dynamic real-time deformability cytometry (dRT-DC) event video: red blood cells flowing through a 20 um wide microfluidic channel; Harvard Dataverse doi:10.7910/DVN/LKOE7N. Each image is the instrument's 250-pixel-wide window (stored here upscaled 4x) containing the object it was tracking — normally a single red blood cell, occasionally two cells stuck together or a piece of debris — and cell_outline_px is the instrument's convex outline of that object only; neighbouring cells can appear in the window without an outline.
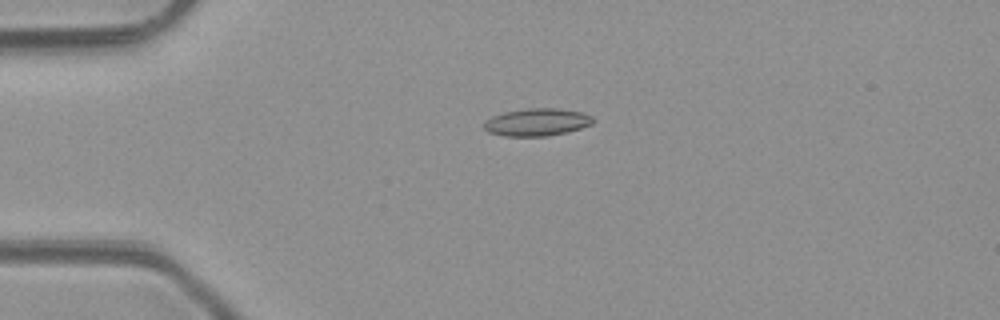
{"species": "common noctule bat (a hibernating species)", "species_latin": "Nyctalus noctula", "temperature_condition": "room temperature", "stored_images_in_passage": 3, "camera_frame_rate_fps": 3000, "um_per_image_px": 0.085, "animal": {"sex": "male", "body_mass_g": 23.1, "forearm_length_mm": 52.7}, "frame": {"image": 1, "passage_image": 3, "time_ms": 3.0, "image_size_px": [1000, 320], "cell_outline_px": [[596, 120], [592, 124], [580, 128], [548, 136], [504, 136], [488, 132], [484, 128], [484, 120], [492, 116], [504, 112], [524, 108], [556, 108], [580, 112], [592, 116]], "centroid_in_image_um": [45.61, 10.38], "position_along_channel_um": 39.4, "area_um2": 17.51}}